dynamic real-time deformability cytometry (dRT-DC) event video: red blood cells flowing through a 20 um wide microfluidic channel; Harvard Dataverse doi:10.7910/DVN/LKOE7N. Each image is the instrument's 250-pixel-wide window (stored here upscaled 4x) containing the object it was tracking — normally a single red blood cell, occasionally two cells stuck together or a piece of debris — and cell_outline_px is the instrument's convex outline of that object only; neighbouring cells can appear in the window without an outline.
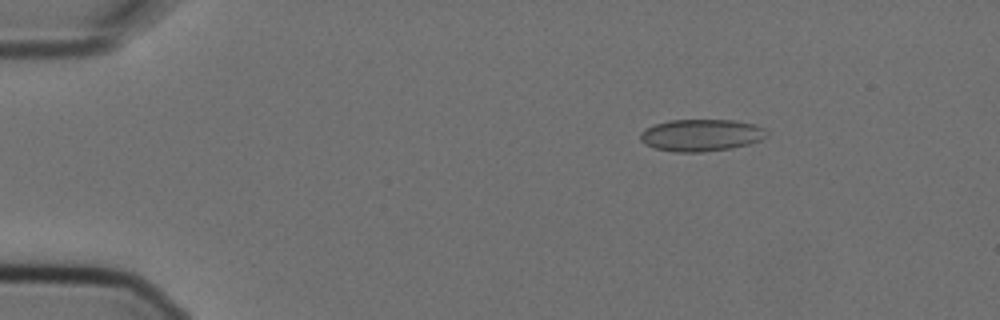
{"species": "Egyptian fruit bat (a non-hibernating species)", "species_latin": "Rousettus aegyptiacus", "temperature_condition": "cold", "stored_images_in_passage": 14, "camera_frame_rate_fps": 3000, "um_per_image_px": 0.085, "animal": {"sex": "female"}, "frame": {"image": 1, "passage_image": 3, "time_ms": 0.667, "image_size_px": [1000, 320], "cell_outline_px": [[768, 136], [760, 140], [748, 144], [732, 148], [704, 152], [672, 152], [656, 148], [644, 144], [640, 140], [640, 132], [644, 128], [668, 120], [736, 120], [756, 124], [764, 128], [768, 132]], "centroid_in_image_um": [59.61, 11.49], "position_along_channel_um": 25.4, "area_um2": 23.87}}
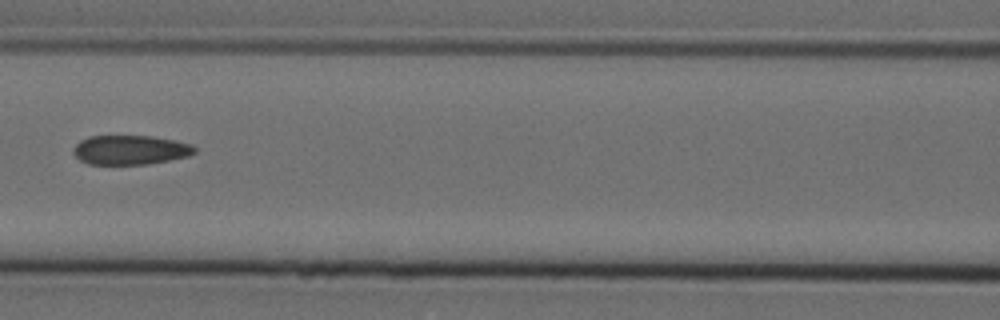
{"frame": {"image": 2, "passage_image": 7, "time_ms": 2.0, "image_size_px": [1000, 320], "cell_outline_px": [[196, 152], [188, 156], [148, 164], [88, 164], [80, 160], [72, 152], [72, 148], [80, 140], [88, 136], [152, 136], [176, 140], [192, 144], [196, 148]], "centroid_in_image_um": [11.07, 12.73], "position_along_channel_um": 155.5, "area_um2": 20.87}}
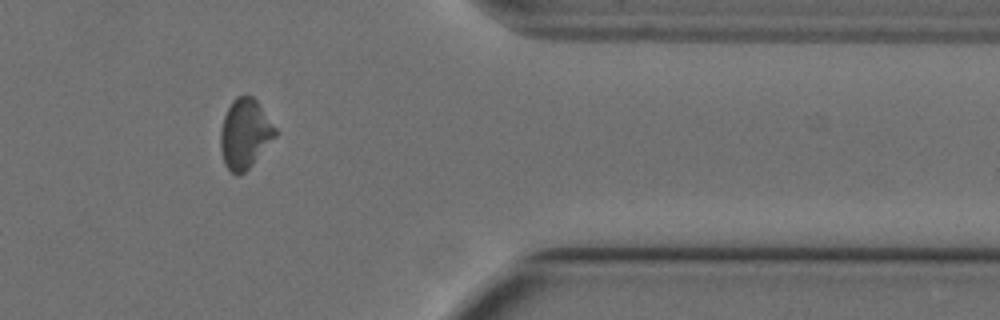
{"frame": {"image": 3, "passage_image": 13, "time_ms": 4.0, "image_size_px": [1000, 320], "cell_outline_px": [[276, 136], [252, 164], [244, 172], [236, 176], [224, 164], [220, 148], [220, 128], [224, 116], [232, 100], [236, 96], [252, 96], [256, 100], [276, 128]], "centroid_in_image_um": [20.79, 11.37], "position_along_channel_um": 390.6, "area_um2": 22.02}}